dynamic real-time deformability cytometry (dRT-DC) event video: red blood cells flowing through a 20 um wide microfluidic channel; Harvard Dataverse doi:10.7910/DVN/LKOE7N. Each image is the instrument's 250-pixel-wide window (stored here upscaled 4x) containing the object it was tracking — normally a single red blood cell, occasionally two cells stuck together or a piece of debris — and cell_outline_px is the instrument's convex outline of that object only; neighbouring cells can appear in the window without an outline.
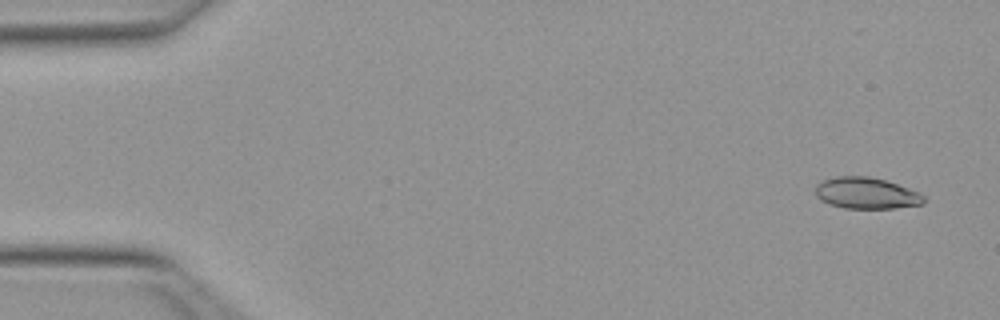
{"species": "Egyptian fruit bat (a non-hibernating species)", "species_latin": "Rousettus aegyptiacus", "temperature_condition": "warm", "stored_images_in_passage": 16, "camera_frame_rate_fps": 3000, "um_per_image_px": 0.085, "animal": {"sex": "female"}, "frame": {"image": 1, "passage_image": 3, "time_ms": 0.667, "image_size_px": [1000, 320], "cell_outline_px": [[924, 204], [896, 208], [844, 208], [820, 200], [816, 196], [816, 184], [820, 180], [836, 176], [868, 176], [884, 180], [920, 192], [924, 196]], "centroid_in_image_um": [73.62, 16.41], "position_along_channel_um": 11.4, "area_um2": 19.83}}
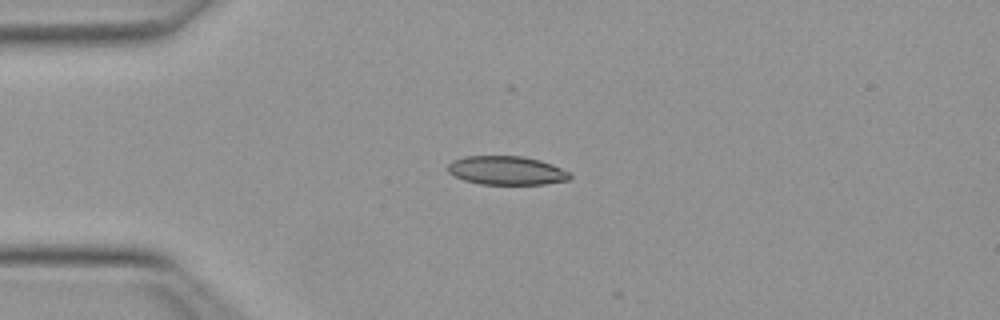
{"frame": {"image": 2, "passage_image": 13, "time_ms": 4.0, "image_size_px": [1000, 320], "cell_outline_px": [[572, 176], [568, 180], [544, 184], [480, 184], [464, 180], [452, 176], [448, 172], [448, 164], [452, 160], [464, 156], [524, 156], [540, 160], [552, 164], [568, 172]], "centroid_in_image_um": [43.02, 14.49], "position_along_channel_um": 42.0, "area_um2": 20.52}}